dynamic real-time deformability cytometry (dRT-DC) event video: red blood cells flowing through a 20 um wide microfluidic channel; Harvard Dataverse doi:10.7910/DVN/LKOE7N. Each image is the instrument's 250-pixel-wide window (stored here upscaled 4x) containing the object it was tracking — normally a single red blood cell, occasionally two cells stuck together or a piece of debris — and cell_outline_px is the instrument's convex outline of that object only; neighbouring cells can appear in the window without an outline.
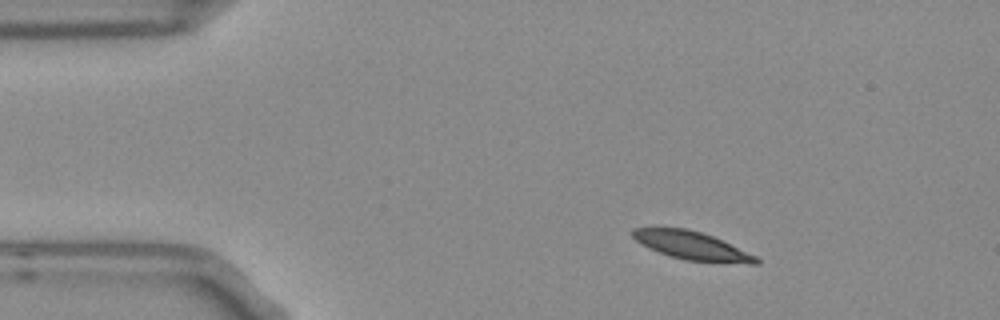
{"species": "Egyptian fruit bat (a non-hibernating species)", "species_latin": "Rousettus aegyptiacus", "temperature_condition": "room temperature", "stored_images_in_passage": 3, "camera_frame_rate_fps": 3000, "um_per_image_px": 0.085, "frame": {"image": 1, "passage_image": 1, "time_ms": 0.0, "image_size_px": [1000, 320], "cell_outline_px": [[760, 264], [748, 264], [684, 260], [648, 248], [640, 244], [632, 236], [632, 228], [684, 228], [700, 232], [712, 236], [756, 256], [760, 260]], "centroid_in_image_um": [58.81, 20.89], "position_along_channel_um": 26.2, "area_um2": 20.0}}
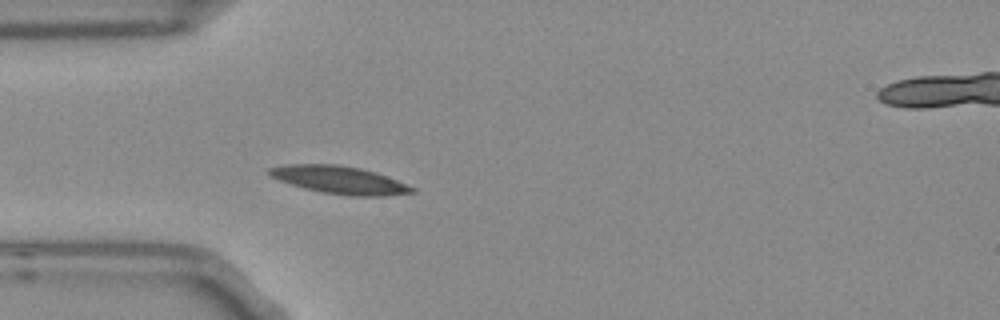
{"frame": {"image": 2, "passage_image": 3, "time_ms": 0.667, "image_size_px": [1000, 320], "cell_outline_px": [[416, 192], [384, 196], [348, 196], [324, 192], [304, 188], [268, 176], [264, 172], [268, 168], [284, 164], [336, 164], [360, 168], [376, 172], [416, 188]], "centroid_in_image_um": [28.82, 15.29], "position_along_channel_um": 56.2, "area_um2": 23.12}}